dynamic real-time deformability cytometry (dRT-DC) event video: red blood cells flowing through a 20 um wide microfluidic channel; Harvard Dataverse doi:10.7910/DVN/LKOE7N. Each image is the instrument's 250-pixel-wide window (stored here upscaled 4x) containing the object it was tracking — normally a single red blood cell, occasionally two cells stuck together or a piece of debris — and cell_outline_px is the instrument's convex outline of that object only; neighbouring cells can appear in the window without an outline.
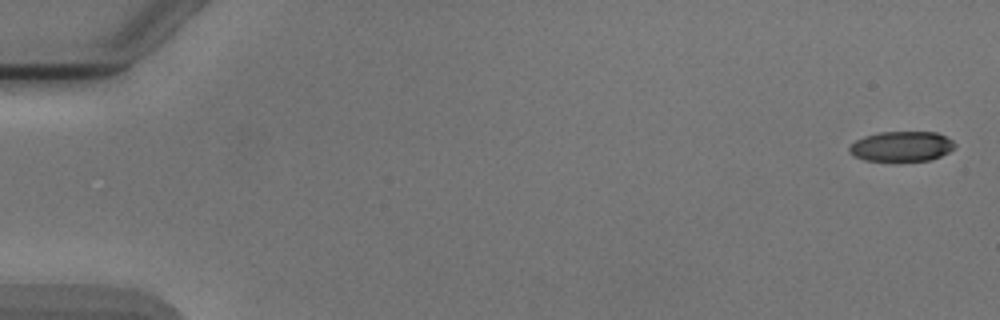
{"species": "Egyptian fruit bat (a non-hibernating species)", "species_latin": "Rousettus aegyptiacus", "temperature_condition": "cold", "stored_images_in_passage": 5, "camera_frame_rate_fps": 3000, "um_per_image_px": 0.085, "animal": {"sex": "male"}, "frame": {"image": 1, "passage_image": 1, "time_ms": 0.0, "image_size_px": [1000, 320], "cell_outline_px": [[956, 144], [948, 152], [940, 156], [928, 160], [864, 160], [852, 156], [848, 152], [848, 148], [856, 140], [864, 136], [880, 132], [936, 132], [952, 140]], "centroid_in_image_um": [76.59, 12.43], "position_along_channel_um": 8.4, "area_um2": 18.26}}
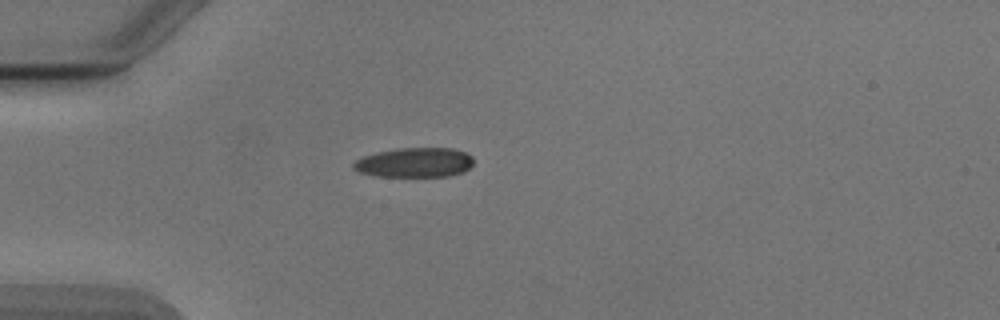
{"frame": {"image": 2, "passage_image": 5, "time_ms": 4.667, "image_size_px": [1000, 320], "cell_outline_px": [[472, 164], [464, 172], [448, 176], [372, 176], [360, 172], [352, 168], [352, 164], [356, 160], [364, 156], [376, 152], [396, 148], [452, 148], [464, 152], [472, 156]], "centroid_in_image_um": [35.21, 13.81], "position_along_channel_um": 49.8, "area_um2": 20.75}}